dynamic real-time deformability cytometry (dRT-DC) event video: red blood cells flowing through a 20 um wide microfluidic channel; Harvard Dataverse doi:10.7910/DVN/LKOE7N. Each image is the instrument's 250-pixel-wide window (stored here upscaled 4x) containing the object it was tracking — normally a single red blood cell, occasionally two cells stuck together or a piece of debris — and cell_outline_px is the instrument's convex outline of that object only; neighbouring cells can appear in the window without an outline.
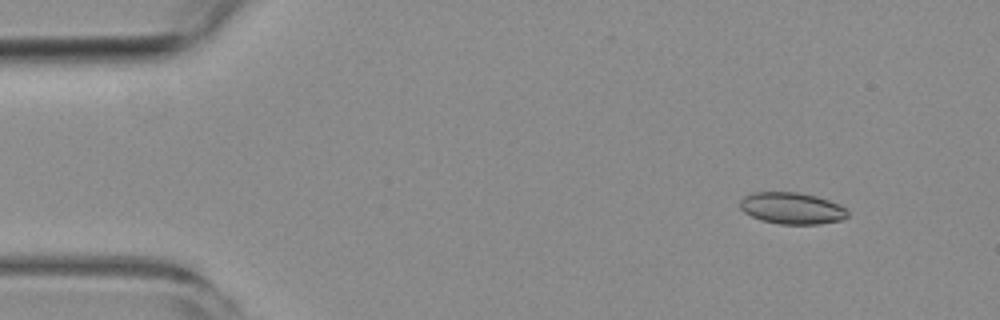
{"species": "common noctule bat (a hibernating species)", "species_latin": "Nyctalus noctula", "temperature_condition": "room temperature", "stored_images_in_passage": 6, "camera_frame_rate_fps": 3000, "um_per_image_px": 0.085, "animal": {"sex": "female", "body_mass_g": 19.3, "forearm_length_mm": 54.1}, "frame": {"image": 1, "passage_image": 2, "time_ms": 1.333, "image_size_px": [1000, 320], "cell_outline_px": [[848, 216], [840, 220], [820, 224], [780, 224], [760, 220], [744, 212], [740, 208], [740, 200], [744, 196], [752, 192], [800, 192], [816, 196], [840, 204], [848, 212]], "centroid_in_image_um": [67.29, 17.69], "position_along_channel_um": 17.7, "area_um2": 19.88}}
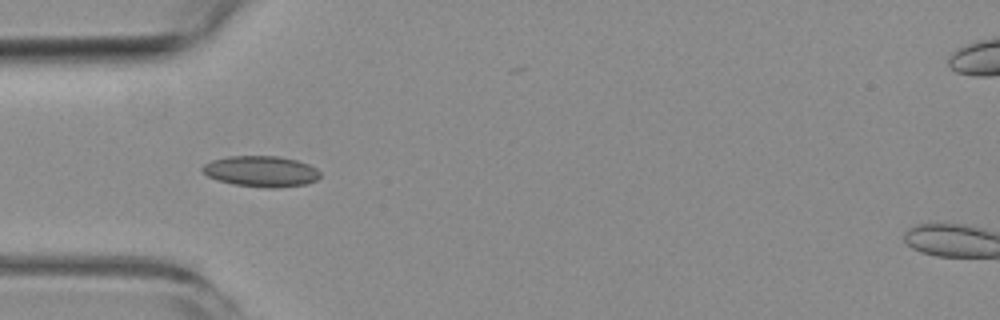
{"frame": {"image": 2, "passage_image": 5, "time_ms": 5.0, "image_size_px": [1000, 320], "cell_outline_px": [[320, 176], [316, 180], [308, 184], [276, 188], [264, 188], [232, 184], [208, 176], [200, 168], [204, 164], [212, 160], [228, 156], [280, 156], [296, 160], [308, 164], [316, 168], [320, 172]], "centroid_in_image_um": [22.21, 14.57], "position_along_channel_um": 62.8, "area_um2": 21.27}}
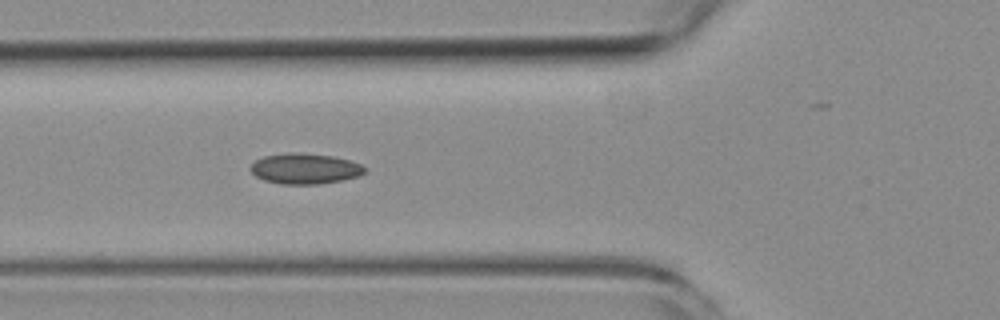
{"frame": {"image": 3, "passage_image": 6, "time_ms": 6.0, "image_size_px": [1000, 320], "cell_outline_px": [[368, 168], [360, 176], [320, 184], [280, 184], [264, 180], [256, 176], [248, 168], [256, 160], [264, 156], [288, 152], [332, 156], [348, 160], [360, 164]], "centroid_in_image_um": [25.91, 14.34], "position_along_channel_um": 99.9, "area_um2": 20.23}}